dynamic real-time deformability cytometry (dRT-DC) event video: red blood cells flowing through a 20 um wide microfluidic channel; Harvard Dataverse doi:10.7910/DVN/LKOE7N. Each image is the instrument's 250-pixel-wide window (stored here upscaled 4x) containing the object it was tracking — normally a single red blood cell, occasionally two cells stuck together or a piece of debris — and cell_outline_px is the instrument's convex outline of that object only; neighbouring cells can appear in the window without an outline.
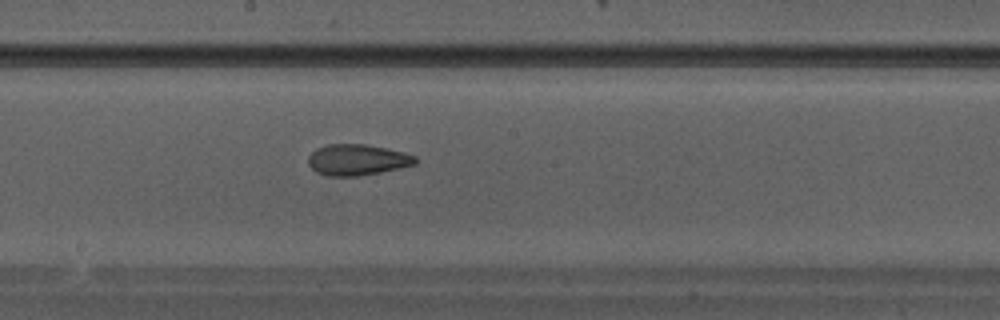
{"species": "Egyptian fruit bat (a non-hibernating species)", "species_latin": "Rousettus aegyptiacus", "temperature_condition": "warm", "stored_images_in_passage": 35, "camera_frame_rate_fps": 3000, "um_per_image_px": 0.085, "animal": {"sex": "male"}, "frame": {"image": 1, "passage_image": 20, "time_ms": 6.333, "image_size_px": [1000, 320], "cell_outline_px": [[416, 164], [380, 172], [356, 176], [328, 176], [316, 172], [308, 164], [308, 156], [316, 148], [328, 144], [364, 144], [404, 152], [416, 156]], "centroid_in_image_um": [30.34, 13.58], "position_along_channel_um": 217.9, "area_um2": 19.25}}